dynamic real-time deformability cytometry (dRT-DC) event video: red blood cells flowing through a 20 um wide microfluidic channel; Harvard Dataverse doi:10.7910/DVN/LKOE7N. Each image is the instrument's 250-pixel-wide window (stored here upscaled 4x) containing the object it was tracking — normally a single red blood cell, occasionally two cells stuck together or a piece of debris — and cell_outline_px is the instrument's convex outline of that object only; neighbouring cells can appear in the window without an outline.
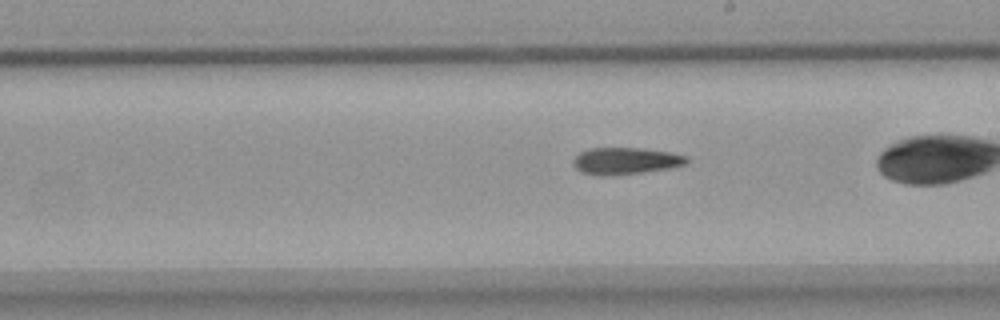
{"species": "common noctule bat (a hibernating species)", "species_latin": "Nyctalus noctula", "temperature_condition": "warm", "stored_images_in_passage": 38, "camera_frame_rate_fps": 3000, "um_per_image_px": 0.085, "animal": {"sex": "female", "body_mass_g": 18.4}, "frame": {"image": 1, "passage_image": 26, "time_ms": 8.333, "image_size_px": [1000, 320], "cell_outline_px": [[688, 164], [668, 168], [620, 176], [596, 176], [580, 172], [572, 164], [572, 160], [580, 152], [588, 148], [636, 148], [668, 152], [688, 156]], "centroid_in_image_um": [53.13, 13.7], "position_along_channel_um": 235.9, "area_um2": 18.03}}
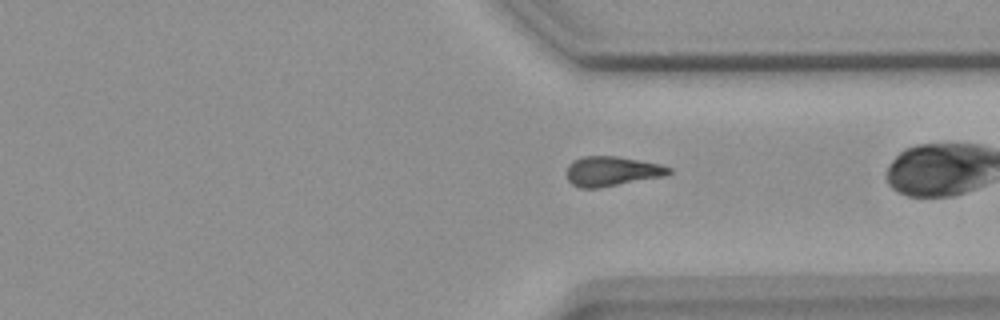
{"frame": {"image": 2, "passage_image": 36, "time_ms": 11.667, "image_size_px": [1000, 320], "cell_outline_px": [[672, 172], [668, 176], [600, 188], [580, 188], [572, 184], [568, 180], [564, 172], [568, 164], [572, 160], [584, 156], [616, 156], [660, 164], [672, 168]], "centroid_in_image_um": [52.0, 14.57], "position_along_channel_um": 359.4, "area_um2": 18.15}}